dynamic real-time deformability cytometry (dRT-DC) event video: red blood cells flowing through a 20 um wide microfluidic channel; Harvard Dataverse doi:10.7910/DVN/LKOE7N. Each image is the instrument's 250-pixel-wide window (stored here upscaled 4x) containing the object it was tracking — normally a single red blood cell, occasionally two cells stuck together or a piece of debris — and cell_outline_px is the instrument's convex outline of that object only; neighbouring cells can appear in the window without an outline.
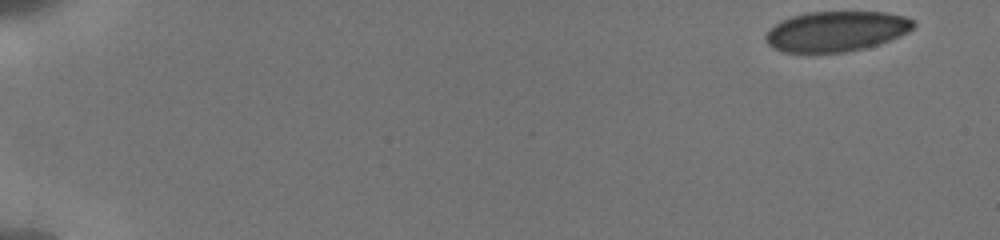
{"species": "human", "species_latin": "Homo sapiens", "temperature_condition": "cold", "stored_images_in_passage": 48, "camera_frame_rate_fps": 3000, "um_per_image_px": 0.085, "donor": {"sex": "male"}, "frame": {"image": 1, "passage_image": 1, "time_ms": 0.0, "image_size_px": [1000, 240], "cell_outline_px": [[916, 24], [908, 32], [900, 36], [880, 44], [864, 48], [844, 52], [784, 52], [772, 48], [768, 44], [764, 36], [780, 20], [804, 12], [884, 12], [904, 16], [916, 20]], "centroid_in_image_um": [71.1, 2.65], "position_along_channel_um": 13.9, "area_um2": 34.74}}
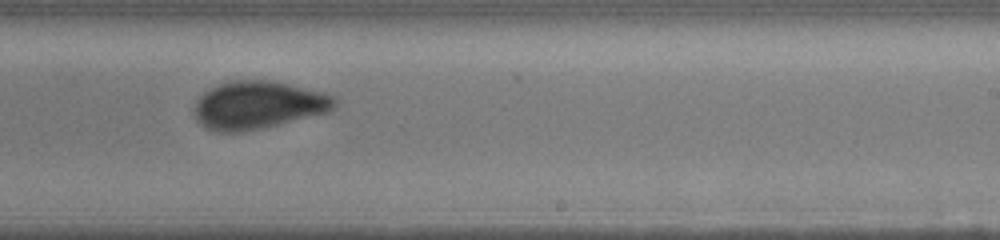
{"frame": {"image": 2, "passage_image": 26, "time_ms": 11.0, "image_size_px": [1000, 240], "cell_outline_px": [[336, 108], [328, 112], [264, 128], [240, 132], [216, 132], [204, 128], [196, 120], [192, 108], [196, 100], [208, 88], [232, 80], [268, 80], [328, 92], [336, 100]], "centroid_in_image_um": [21.92, 8.94], "position_along_channel_um": 267.1, "area_um2": 39.65}}
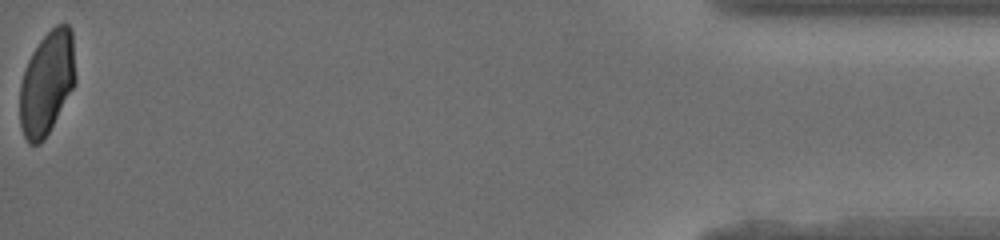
{"frame": {"image": 3, "passage_image": 48, "time_ms": 17.333, "image_size_px": [1000, 240], "cell_outline_px": [[76, 80], [72, 88], [44, 140], [40, 144], [28, 144], [20, 128], [20, 84], [28, 60], [32, 52], [40, 40], [56, 24], [68, 24], [72, 32], [76, 76]], "centroid_in_image_um": [3.97, 7.05], "position_along_channel_um": 431.2, "area_um2": 33.35}, "authors_computed_cell_mechanics": {"area_um2": 37.8879, "velocity_mm_per_s": 3.8432, "shape_relaxation_time_tau1_ms": 6.9725, "shape_relaxation_time_tau2_ms": null, "deformation_change_tau1": 0.1411, "deformation_change_tau2": null}}